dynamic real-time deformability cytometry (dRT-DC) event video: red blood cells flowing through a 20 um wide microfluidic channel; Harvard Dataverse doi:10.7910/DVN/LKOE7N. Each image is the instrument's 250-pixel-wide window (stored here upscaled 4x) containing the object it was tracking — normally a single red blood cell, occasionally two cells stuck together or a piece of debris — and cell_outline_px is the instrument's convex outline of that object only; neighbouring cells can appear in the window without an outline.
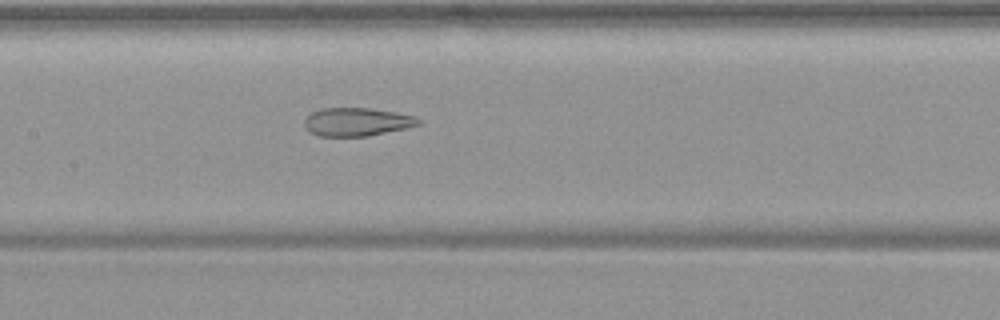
{"species": "common noctule bat (a hibernating species)", "species_latin": "Nyctalus noctula", "temperature_condition": "warm", "stored_images_in_passage": 54, "camera_frame_rate_fps": 3000, "um_per_image_px": 0.085, "animal": {"sex": "female", "body_mass_g": 19.9}, "frame": {"image": 1, "passage_image": 27, "time_ms": 8.667, "image_size_px": [1000, 320], "cell_outline_px": [[420, 124], [404, 128], [368, 136], [320, 136], [308, 132], [304, 124], [304, 120], [312, 112], [320, 108], [368, 108], [396, 112], [412, 116], [420, 120]], "centroid_in_image_um": [30.28, 10.36], "position_along_channel_um": 177.1, "area_um2": 18.61}}
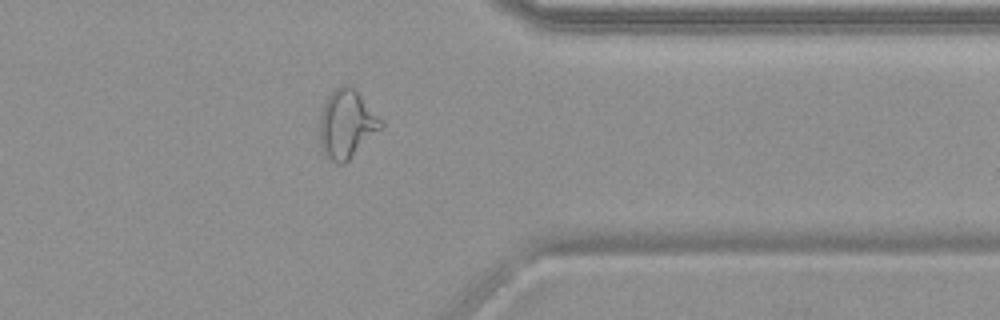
{"frame": {"image": 2, "passage_image": 44, "time_ms": 14.333, "image_size_px": [1000, 320], "cell_outline_px": [[384, 128], [344, 164], [336, 164], [324, 152], [320, 144], [320, 112], [328, 96], [336, 88], [344, 84], [352, 84], [384, 120]], "centroid_in_image_um": [29.53, 10.51], "position_along_channel_um": 381.9, "area_um2": 24.91}}
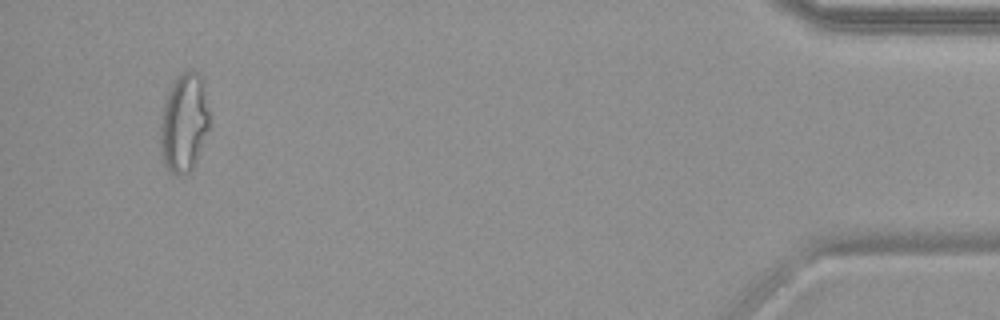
{"frame": {"image": 3, "passage_image": 52, "time_ms": 17.0, "image_size_px": [1000, 320], "cell_outline_px": [[208, 128], [196, 160], [192, 168], [188, 172], [176, 176], [164, 168], [160, 152], [160, 124], [164, 100], [176, 76], [188, 68], [200, 72], [204, 80], [208, 112]], "centroid_in_image_um": [15.61, 10.4], "position_along_channel_um": 419.6, "area_um2": 28.61}, "authors_computed_cell_mechanics": {"area_um2": 25.5187, "velocity_mm_per_s": 3.7549, "shape_relaxation_time_tau1_ms": null, "shape_relaxation_time_tau2_ms": 2.0424, "deformation_change_tau1": null, "deformation_change_tau2": 0.1119}}